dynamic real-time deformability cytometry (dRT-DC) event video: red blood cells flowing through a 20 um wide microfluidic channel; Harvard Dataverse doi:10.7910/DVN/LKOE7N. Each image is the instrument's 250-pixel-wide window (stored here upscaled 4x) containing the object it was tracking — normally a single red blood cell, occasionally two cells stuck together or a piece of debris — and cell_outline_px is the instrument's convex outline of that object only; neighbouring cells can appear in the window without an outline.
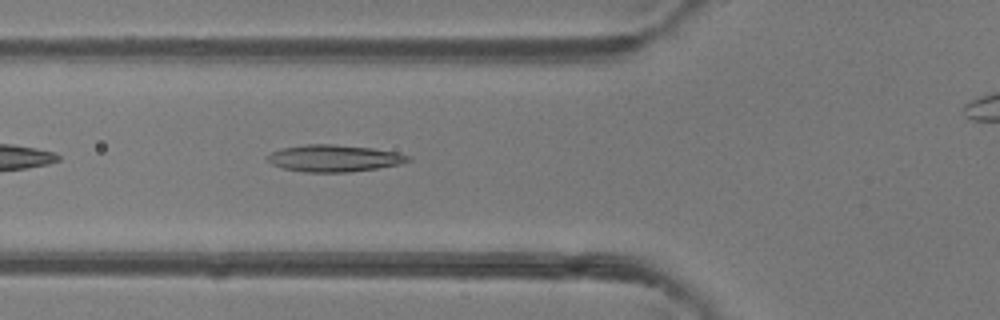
{"species": "common noctule bat (a hibernating species)", "species_latin": "Nyctalus noctula", "temperature_condition": "room temperature", "stored_images_in_passage": 23, "camera_frame_rate_fps": 3000, "um_per_image_px": 0.085, "animal": {"sex": "female"}, "frame": {"image": 1, "passage_image": 5, "time_ms": 1.333, "image_size_px": [1000, 320], "cell_outline_px": [[412, 160], [400, 164], [376, 168], [348, 172], [304, 172], [280, 168], [272, 164], [264, 156], [272, 152], [284, 148], [304, 144], [336, 144], [372, 148], [396, 152], [412, 156]], "centroid_in_image_um": [28.39, 13.45], "position_along_channel_um": 97.4, "area_um2": 22.14}}
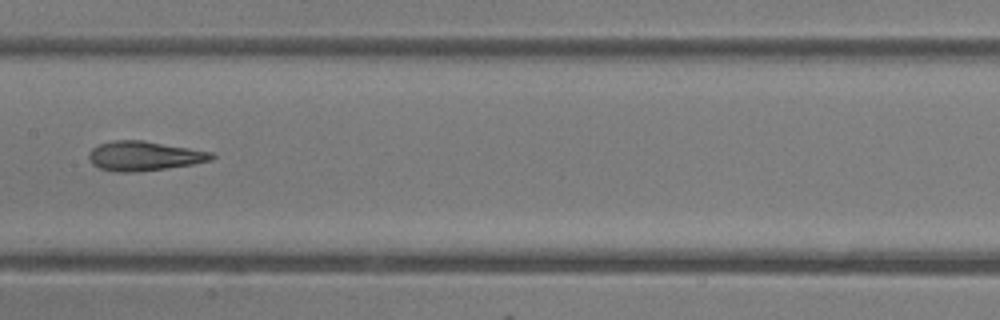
{"frame": {"image": 2, "passage_image": 12, "time_ms": 3.667, "image_size_px": [1000, 320], "cell_outline_px": [[216, 156], [212, 160], [192, 164], [136, 172], [116, 172], [100, 168], [92, 164], [88, 156], [88, 152], [92, 148], [100, 144], [116, 140], [144, 140], [212, 152]], "centroid_in_image_um": [12.24, 13.25], "position_along_channel_um": 195.2, "area_um2": 20.98}}
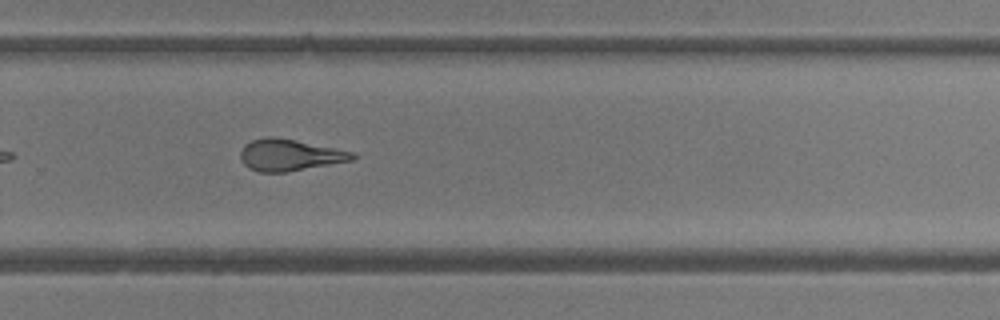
{"frame": {"image": 3, "passage_image": 20, "time_ms": 6.333, "image_size_px": [1000, 320], "cell_outline_px": [[356, 156], [352, 160], [284, 172], [260, 172], [248, 168], [240, 160], [240, 152], [244, 144], [252, 140], [268, 136], [272, 136], [296, 140], [356, 152]], "centroid_in_image_um": [24.59, 13.16], "position_along_channel_um": 305.2, "area_um2": 20.58}}